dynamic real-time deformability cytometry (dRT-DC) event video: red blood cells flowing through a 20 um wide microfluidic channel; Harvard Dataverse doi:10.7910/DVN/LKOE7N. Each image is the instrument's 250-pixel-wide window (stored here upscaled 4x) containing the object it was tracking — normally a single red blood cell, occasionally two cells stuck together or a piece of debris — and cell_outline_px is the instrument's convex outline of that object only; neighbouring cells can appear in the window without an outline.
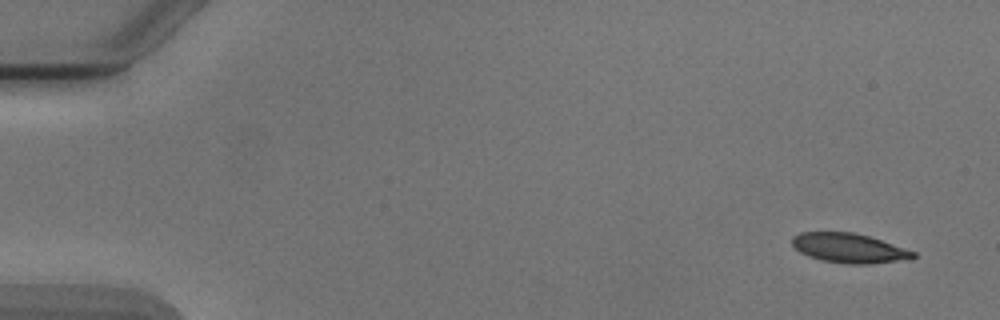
{"species": "Egyptian fruit bat (a non-hibernating species)", "species_latin": "Rousettus aegyptiacus", "temperature_condition": "cold", "stored_images_in_passage": 6, "camera_frame_rate_fps": 3000, "um_per_image_px": 0.085, "animal": {"sex": "male"}, "frame": {"image": 1, "passage_image": 1, "time_ms": 0.0, "image_size_px": [1000, 320], "cell_outline_px": [[916, 256], [912, 260], [868, 264], [848, 264], [820, 260], [808, 256], [800, 252], [792, 244], [792, 236], [800, 232], [852, 232], [868, 236], [916, 252]], "centroid_in_image_um": [72.19, 21.1], "position_along_channel_um": 12.8, "area_um2": 20.92}}